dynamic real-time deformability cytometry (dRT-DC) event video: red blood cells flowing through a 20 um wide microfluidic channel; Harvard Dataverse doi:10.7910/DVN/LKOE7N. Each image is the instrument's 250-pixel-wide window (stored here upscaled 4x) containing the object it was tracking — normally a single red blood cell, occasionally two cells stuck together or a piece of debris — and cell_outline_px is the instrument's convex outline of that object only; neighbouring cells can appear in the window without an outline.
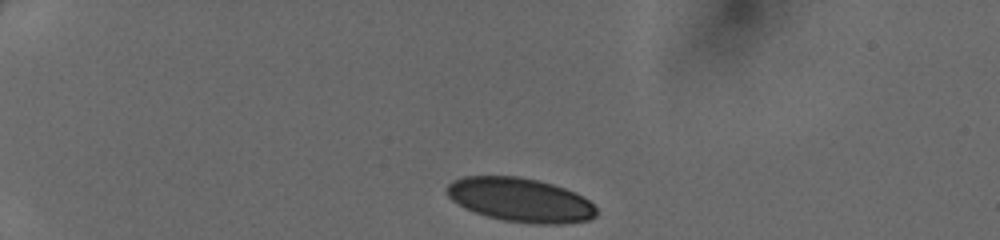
{"species": "human", "species_latin": "Homo sapiens", "temperature_condition": "cold", "stored_images_in_passage": 34, "camera_frame_rate_fps": 3000, "um_per_image_px": 0.085, "donor": {"sex": "female"}, "frame": {"image": 1, "passage_image": 1, "time_ms": 0.0, "image_size_px": [1000, 240], "cell_outline_px": [[596, 216], [588, 220], [564, 224], [532, 224], [504, 220], [488, 216], [464, 208], [452, 200], [448, 196], [448, 184], [452, 180], [464, 176], [520, 176], [552, 184], [576, 192], [584, 196], [596, 208]], "centroid_in_image_um": [44.24, 16.99], "position_along_channel_um": 40.8, "area_um2": 38.32}}
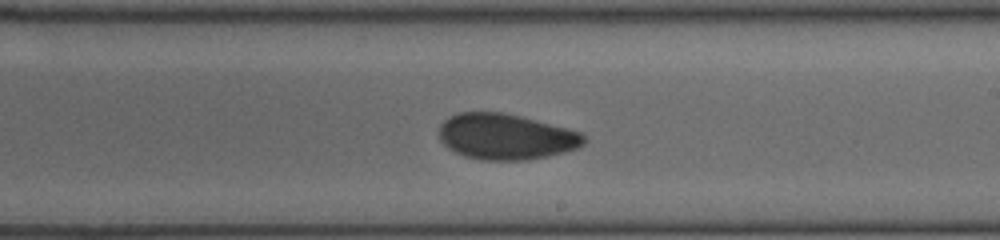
{"frame": {"image": 2, "passage_image": 20, "time_ms": 6.333, "image_size_px": [1000, 240], "cell_outline_px": [[588, 140], [584, 144], [576, 148], [564, 152], [548, 156], [528, 160], [480, 160], [464, 156], [448, 148], [440, 140], [440, 124], [444, 120], [460, 112], [500, 112], [520, 116], [568, 128], [580, 132]], "centroid_in_image_um": [43.01, 11.62], "position_along_channel_um": 246.0, "area_um2": 38.61}}
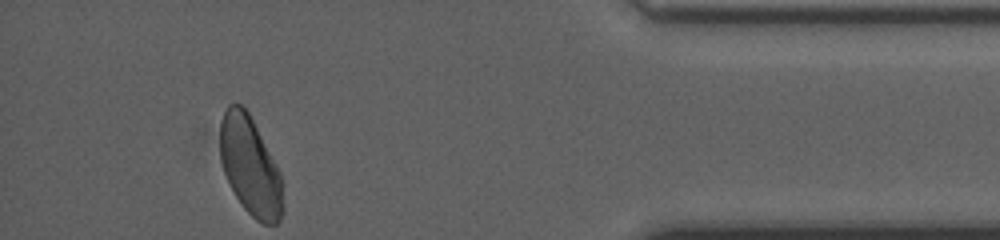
{"frame": {"image": 3, "passage_image": 34, "time_ms": 11.0, "image_size_px": [1000, 240], "cell_outline_px": [[284, 212], [280, 220], [276, 224], [264, 224], [256, 220], [244, 208], [236, 196], [224, 172], [220, 160], [220, 120], [228, 104], [240, 104], [248, 112], [276, 164], [280, 172], [284, 208]], "centroid_in_image_um": [21.27, 14.14], "position_along_channel_um": 413.9, "area_um2": 35.89}}